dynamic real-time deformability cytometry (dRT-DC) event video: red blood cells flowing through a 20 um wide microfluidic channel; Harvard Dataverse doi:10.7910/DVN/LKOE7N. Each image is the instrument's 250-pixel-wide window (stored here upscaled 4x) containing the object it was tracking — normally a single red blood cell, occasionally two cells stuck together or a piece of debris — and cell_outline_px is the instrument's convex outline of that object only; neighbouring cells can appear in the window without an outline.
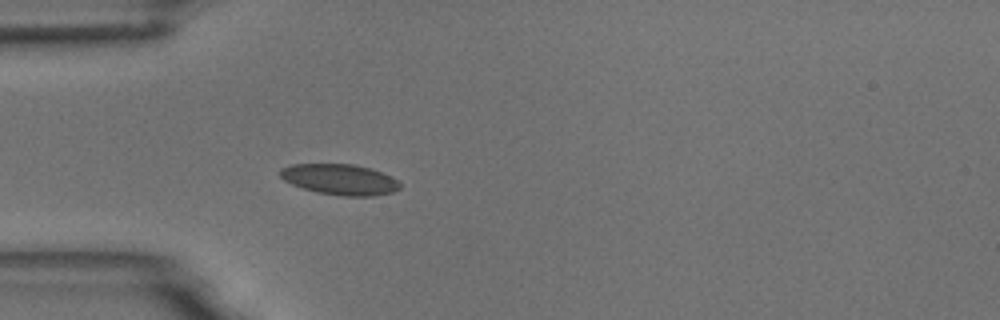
{"species": "common noctule bat (a hibernating species)", "species_latin": "Nyctalus noctula", "temperature_condition": "room temperature", "stored_images_in_passage": 5, "camera_frame_rate_fps": 3000, "um_per_image_px": 0.085, "animal": {"sex": "male", "body_mass_g": 18.8}, "frame": {"image": 1, "passage_image": 5, "time_ms": 4.667, "image_size_px": [1000, 320], "cell_outline_px": [[400, 188], [392, 192], [372, 196], [344, 196], [316, 192], [292, 184], [284, 180], [280, 176], [280, 168], [292, 164], [352, 164], [368, 168], [380, 172], [396, 180], [400, 184]], "centroid_in_image_um": [28.85, 15.25], "position_along_channel_um": 56.2, "area_um2": 21.15}}